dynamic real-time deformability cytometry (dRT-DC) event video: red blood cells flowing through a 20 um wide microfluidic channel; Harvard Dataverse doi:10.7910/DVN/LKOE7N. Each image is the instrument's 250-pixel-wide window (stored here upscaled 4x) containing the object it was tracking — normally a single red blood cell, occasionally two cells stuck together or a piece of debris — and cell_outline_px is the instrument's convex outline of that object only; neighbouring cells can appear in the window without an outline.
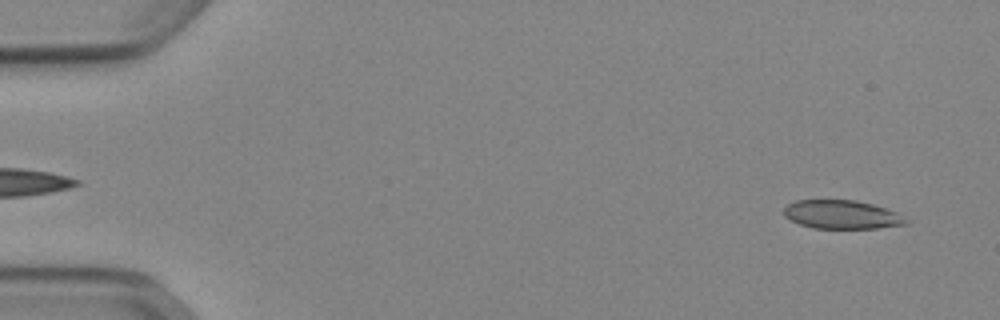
{"species": "Egyptian fruit bat (a non-hibernating species)", "species_latin": "Rousettus aegyptiacus", "temperature_condition": "cold", "stored_images_in_passage": 52, "camera_frame_rate_fps": 3000, "um_per_image_px": 0.085, "animal": {"sex": "female"}, "frame": {"image": 1, "passage_image": 3, "time_ms": 0.667, "image_size_px": [1000, 320], "cell_outline_px": [[912, 220], [908, 224], [876, 228], [812, 228], [800, 224], [784, 216], [784, 208], [788, 204], [796, 200], [856, 200], [872, 204], [896, 212]], "centroid_in_image_um": [71.59, 18.24], "position_along_channel_um": 13.4, "area_um2": 20.4}}
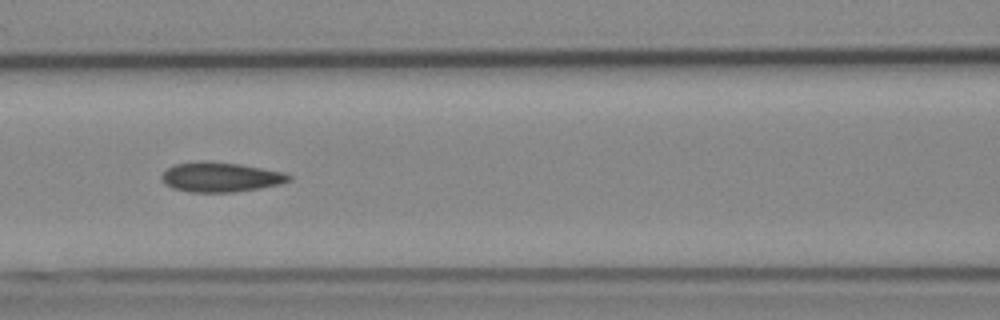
{"frame": {"image": 2, "passage_image": 23, "time_ms": 7.333, "image_size_px": [1000, 320], "cell_outline_px": [[292, 180], [280, 184], [260, 188], [232, 192], [192, 192], [172, 188], [164, 184], [160, 176], [168, 168], [176, 164], [200, 160], [204, 160], [240, 164], [284, 172], [292, 176]], "centroid_in_image_um": [18.75, 15.05], "position_along_channel_um": 147.9, "area_um2": 22.14}}
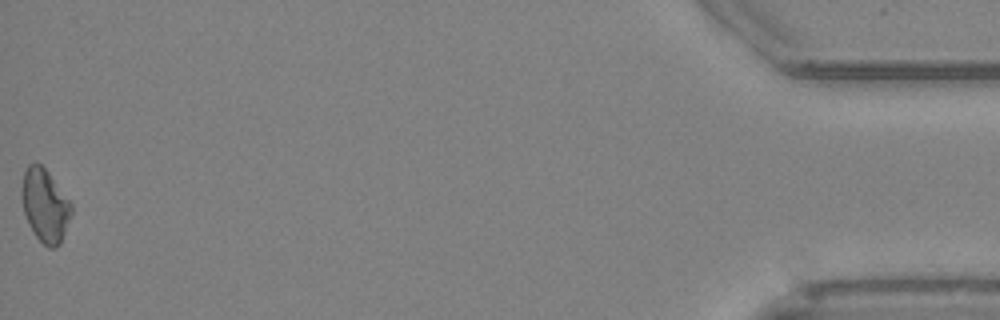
{"frame": {"image": 3, "passage_image": 52, "time_ms": 17.0, "image_size_px": [1000, 320], "cell_outline_px": [[72, 212], [60, 244], [56, 248], [48, 248], [36, 236], [28, 224], [24, 212], [20, 196], [20, 188], [24, 172], [28, 164], [36, 160], [48, 172], [72, 204]], "centroid_in_image_um": [3.79, 17.44], "position_along_channel_um": 431.4, "area_um2": 21.27}, "authors_computed_cell_mechanics": {"area_um2": 21.5883, "velocity_mm_per_s": 3.897, "shape_relaxation_time_tau1_ms": null, "shape_relaxation_time_tau2_ms": 6.3404, "deformation_change_tau1": null, "deformation_change_tau2": 0.113}}